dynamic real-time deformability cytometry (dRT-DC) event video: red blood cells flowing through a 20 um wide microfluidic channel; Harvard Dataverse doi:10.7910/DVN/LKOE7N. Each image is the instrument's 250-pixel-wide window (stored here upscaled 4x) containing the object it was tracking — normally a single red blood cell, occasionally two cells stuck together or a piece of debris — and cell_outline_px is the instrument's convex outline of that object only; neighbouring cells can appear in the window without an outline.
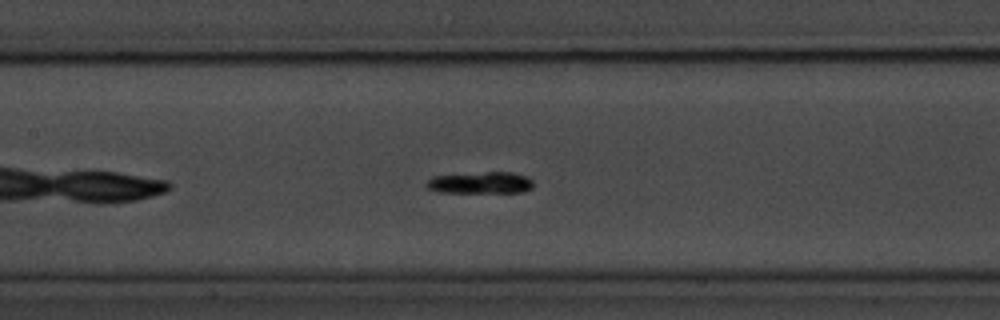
{"species": "common noctule bat (a hibernating species)", "species_latin": "Nyctalus noctula", "temperature_condition": "room temperature", "stored_images_in_passage": 44, "camera_frame_rate_fps": 3000, "um_per_image_px": 0.085, "animal": {"sex": "male", "body_mass_g": 20.1, "forearm_length_mm": 53.5}, "frame": {"image": 1, "passage_image": 13, "time_ms": 4.0, "image_size_px": [1000, 320], "cell_outline_px": [[532, 188], [524, 192], [440, 192], [428, 188], [424, 184], [432, 176], [488, 172], [512, 172], [528, 176], [532, 180]], "centroid_in_image_um": [40.87, 15.53], "position_along_channel_um": 166.5, "area_um2": 13.47}, "authors_computed_cell_mechanics": {"area_um2": 12.5715, "velocity_mm_per_s": 3.5554, "shape_relaxation_time_tau1_ms": 2.656, "shape_relaxation_time_tau2_ms": null, "deformation_change_tau1": 0.159, "deformation_change_tau2": null}}